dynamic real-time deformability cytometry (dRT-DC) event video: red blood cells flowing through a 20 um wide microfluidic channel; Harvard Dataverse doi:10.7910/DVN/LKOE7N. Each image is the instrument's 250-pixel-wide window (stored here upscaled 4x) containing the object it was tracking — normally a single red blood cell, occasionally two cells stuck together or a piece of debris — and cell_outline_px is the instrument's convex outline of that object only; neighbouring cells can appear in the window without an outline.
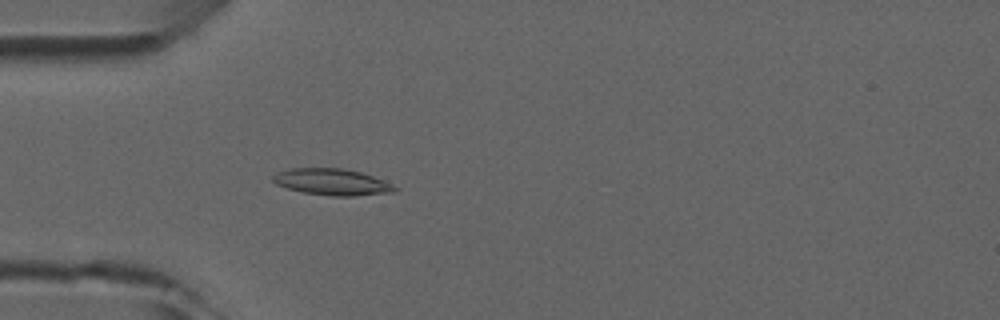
{"species": "common noctule bat (a hibernating species)", "species_latin": "Nyctalus noctula", "temperature_condition": "room temperature", "stored_images_in_passage": 4, "camera_frame_rate_fps": 3000, "um_per_image_px": 0.085, "animal": {"sex": "male", "forearm_length_mm": 52.5}, "frame": {"image": 1, "passage_image": 4, "time_ms": 3.333, "image_size_px": [1000, 320], "cell_outline_px": [[400, 188], [396, 192], [356, 196], [332, 196], [304, 192], [288, 188], [276, 184], [272, 180], [272, 176], [276, 172], [288, 168], [344, 168], [360, 172], [372, 176], [392, 184]], "centroid_in_image_um": [28.24, 15.46], "position_along_channel_um": 56.8, "area_um2": 18.9}}